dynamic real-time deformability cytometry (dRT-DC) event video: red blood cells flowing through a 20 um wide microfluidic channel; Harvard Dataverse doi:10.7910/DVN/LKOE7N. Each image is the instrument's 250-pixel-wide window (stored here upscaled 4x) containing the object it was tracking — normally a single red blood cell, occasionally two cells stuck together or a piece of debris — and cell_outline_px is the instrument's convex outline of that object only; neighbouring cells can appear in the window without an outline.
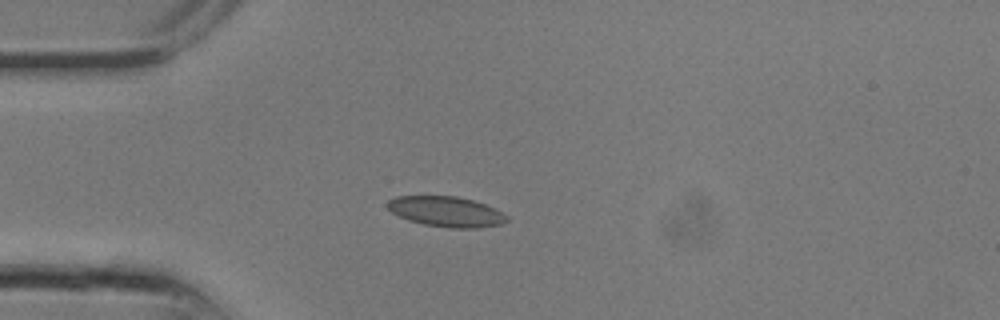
{"species": "common noctule bat (a hibernating species)", "species_latin": "Nyctalus noctula", "temperature_condition": "room temperature", "stored_images_in_passage": 10, "camera_frame_rate_fps": 3000, "um_per_image_px": 0.085, "animal": {"sex": "male", "body_mass_g": 13.3}, "frame": {"image": 1, "passage_image": 6, "time_ms": 1.667, "image_size_px": [1000, 320], "cell_outline_px": [[508, 220], [500, 224], [476, 228], [448, 228], [424, 224], [408, 220], [392, 212], [388, 208], [388, 200], [396, 196], [456, 196], [472, 200], [496, 208], [508, 216]], "centroid_in_image_um": [37.94, 17.99], "position_along_channel_um": 47.1, "area_um2": 20.98}}
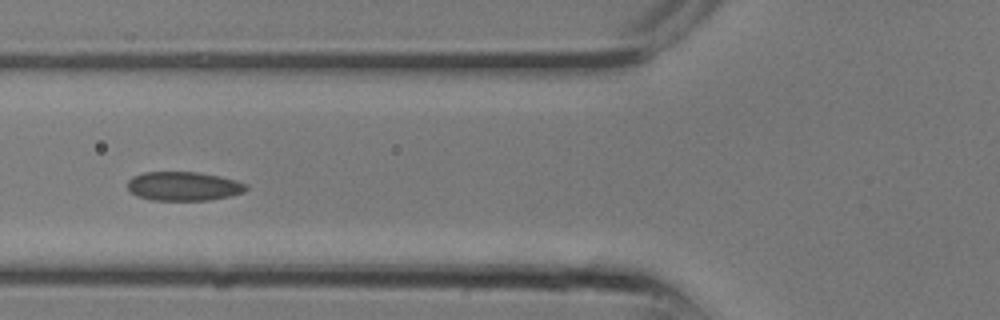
{"frame": {"image": 2, "passage_image": 9, "time_ms": 2.667, "image_size_px": [1000, 320], "cell_outline_px": [[248, 188], [244, 192], [228, 196], [208, 200], [152, 200], [136, 196], [128, 188], [128, 180], [132, 176], [144, 172], [196, 172], [220, 176], [236, 180], [248, 184]], "centroid_in_image_um": [15.61, 15.82], "position_along_channel_um": 110.2, "area_um2": 20.06}}